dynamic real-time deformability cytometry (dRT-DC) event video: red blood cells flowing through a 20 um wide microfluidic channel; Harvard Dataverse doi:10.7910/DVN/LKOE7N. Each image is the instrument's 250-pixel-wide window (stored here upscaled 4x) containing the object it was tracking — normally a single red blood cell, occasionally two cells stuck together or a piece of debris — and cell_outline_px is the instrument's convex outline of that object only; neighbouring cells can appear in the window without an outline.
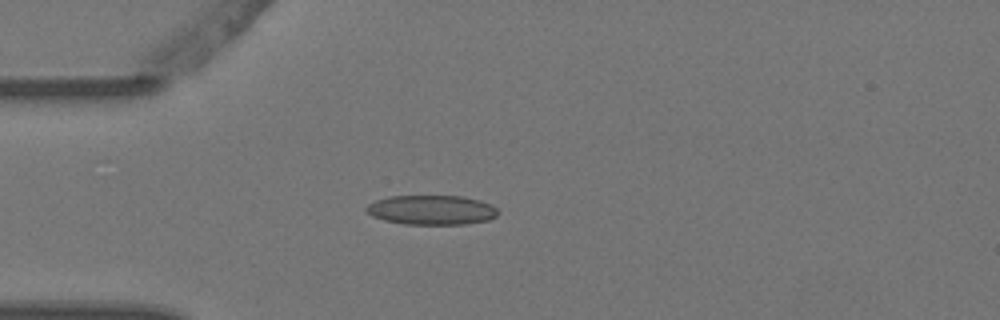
{"species": "Egyptian fruit bat (a non-hibernating species)", "species_latin": "Rousettus aegyptiacus", "temperature_condition": "warm", "stored_images_in_passage": 5, "camera_frame_rate_fps": 3000, "um_per_image_px": 0.085, "animal": {"sex": "female"}, "frame": {"image": 1, "passage_image": 3, "time_ms": 0.667, "image_size_px": [1000, 320], "cell_outline_px": [[496, 216], [488, 220], [464, 224], [404, 224], [384, 220], [372, 216], [364, 208], [368, 204], [376, 200], [388, 196], [464, 196], [480, 200], [492, 204], [496, 208]], "centroid_in_image_um": [36.67, 17.84], "position_along_channel_um": 48.3, "area_um2": 22.66}}